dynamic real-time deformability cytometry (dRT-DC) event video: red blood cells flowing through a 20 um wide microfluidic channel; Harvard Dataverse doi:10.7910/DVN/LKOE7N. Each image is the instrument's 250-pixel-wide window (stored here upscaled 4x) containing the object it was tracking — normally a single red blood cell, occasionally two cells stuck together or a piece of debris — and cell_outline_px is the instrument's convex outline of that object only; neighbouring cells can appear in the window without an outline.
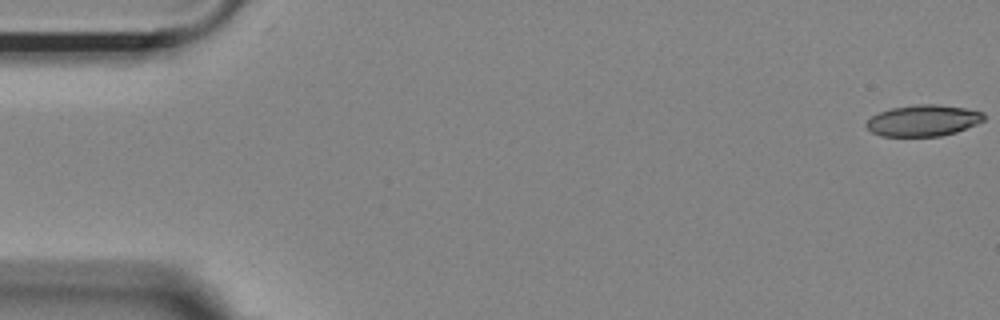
{"species": "Egyptian fruit bat (a non-hibernating species)", "species_latin": "Rousettus aegyptiacus", "temperature_condition": "room temperature", "stored_images_in_passage": 55, "camera_frame_rate_fps": 3000, "um_per_image_px": 0.085, "animal": {"sex": "female"}, "frame": {"image": 1, "passage_image": 1, "time_ms": 0.0, "image_size_px": [1000, 320], "cell_outline_px": [[984, 120], [976, 124], [956, 132], [940, 136], [880, 136], [872, 132], [864, 124], [872, 116], [880, 112], [892, 108], [916, 104], [936, 104], [964, 108], [984, 112]], "centroid_in_image_um": [78.47, 10.24], "position_along_channel_um": 6.5, "area_um2": 21.33}}
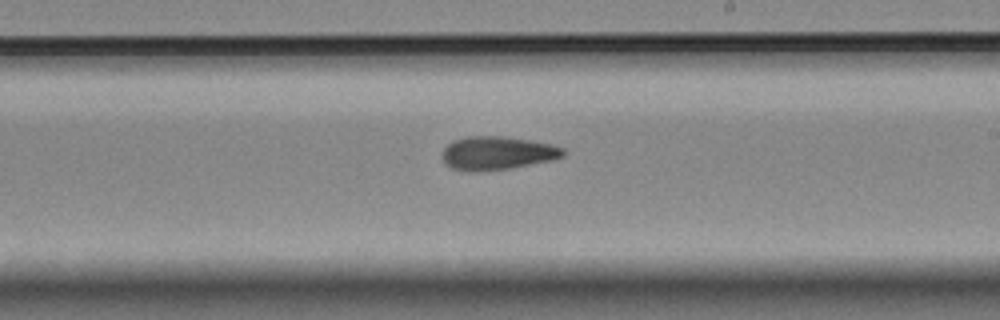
{"frame": {"image": 2, "passage_image": 32, "time_ms": 10.333, "image_size_px": [1000, 320], "cell_outline_px": [[564, 156], [552, 160], [508, 168], [480, 172], [452, 168], [444, 164], [440, 156], [444, 148], [452, 140], [468, 136], [504, 136], [552, 144], [564, 148]], "centroid_in_image_um": [42.22, 13.01], "position_along_channel_um": 246.8, "area_um2": 23.58}}
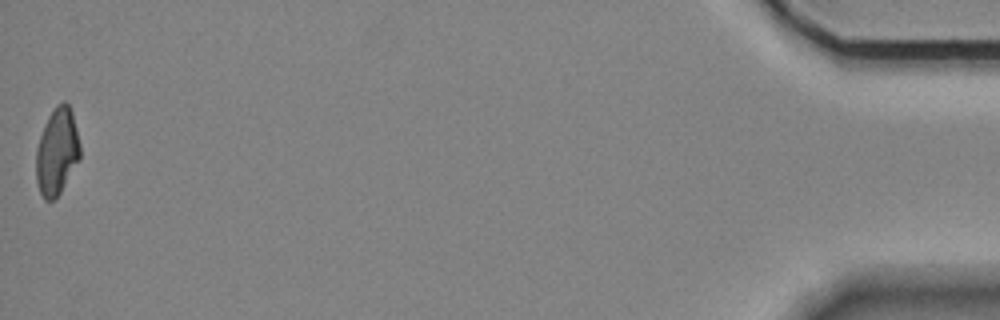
{"frame": {"image": 3, "passage_image": 55, "time_ms": 18.0, "image_size_px": [1000, 320], "cell_outline_px": [[80, 160], [60, 192], [52, 200], [44, 200], [40, 192], [36, 180], [36, 148], [44, 124], [48, 116], [56, 104], [64, 100], [68, 104], [72, 112], [80, 144]], "centroid_in_image_um": [4.84, 12.86], "position_along_channel_um": 430.4, "area_um2": 22.31}, "authors_computed_cell_mechanics": {"area_um2": 22.7732, "velocity_mm_per_s": 3.64, "shape_relaxation_time_tau1_ms": null, "shape_relaxation_time_tau2_ms": 6.2527, "deformation_change_tau1": null, "deformation_change_tau2": 0.1475}}